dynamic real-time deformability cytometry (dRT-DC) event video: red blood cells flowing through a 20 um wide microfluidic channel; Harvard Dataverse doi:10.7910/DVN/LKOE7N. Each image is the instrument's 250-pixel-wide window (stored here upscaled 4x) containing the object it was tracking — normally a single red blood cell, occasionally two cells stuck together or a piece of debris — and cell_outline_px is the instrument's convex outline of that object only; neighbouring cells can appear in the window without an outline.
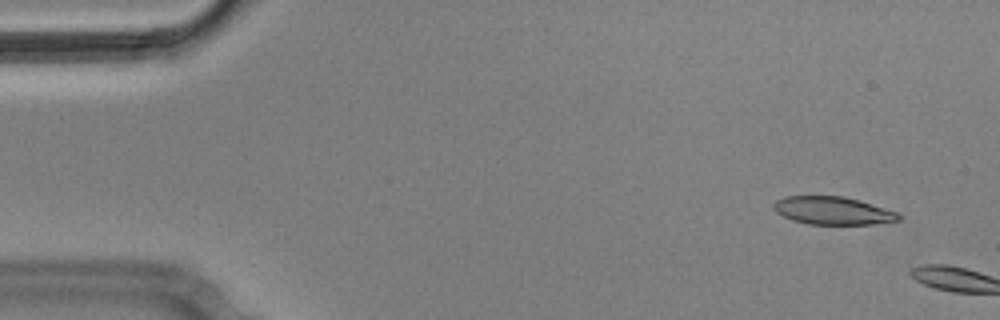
{"species": "Egyptian fruit bat (a non-hibernating species)", "species_latin": "Rousettus aegyptiacus", "temperature_condition": "cold", "stored_images_in_passage": 5, "camera_frame_rate_fps": 3000, "um_per_image_px": 0.085, "animal": {"sex": "male"}, "frame": {"image": 1, "passage_image": 2, "time_ms": 0.333, "image_size_px": [1000, 320], "cell_outline_px": [[900, 220], [872, 224], [808, 224], [792, 220], [776, 212], [772, 208], [772, 204], [776, 200], [784, 196], [844, 196], [860, 200], [896, 212], [900, 216]], "centroid_in_image_um": [70.74, 17.9], "position_along_channel_um": 14.3, "area_um2": 20.29}}